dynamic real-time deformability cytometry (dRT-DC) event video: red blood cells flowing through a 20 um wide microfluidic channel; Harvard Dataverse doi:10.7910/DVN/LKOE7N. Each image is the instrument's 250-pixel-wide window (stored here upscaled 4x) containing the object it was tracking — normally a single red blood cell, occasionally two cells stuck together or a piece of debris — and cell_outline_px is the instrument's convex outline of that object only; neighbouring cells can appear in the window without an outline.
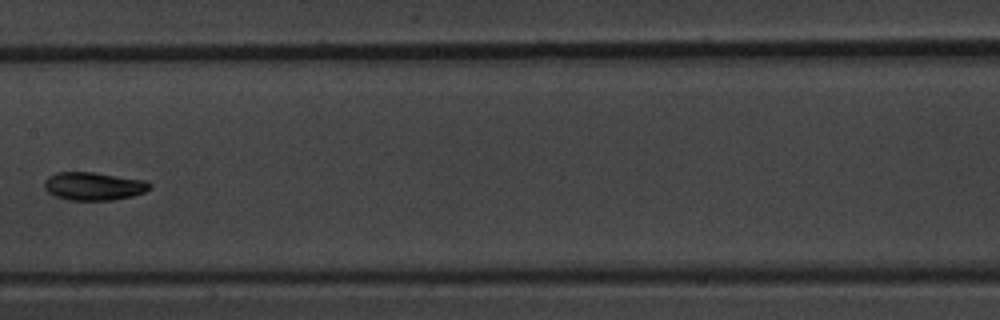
{"species": "common noctule bat (a hibernating species)", "species_latin": "Nyctalus noctula", "temperature_condition": "warm", "stored_images_in_passage": 9, "camera_frame_rate_fps": 3000, "um_per_image_px": 0.085, "animal": {"sex": "male", "body_mass_g": 20.1, "forearm_length_mm": 53.5}, "frame": {"image": 1, "passage_image": 6, "time_ms": 6.667, "image_size_px": [1000, 320], "cell_outline_px": [[152, 188], [144, 192], [132, 196], [112, 200], [68, 200], [56, 196], [48, 192], [44, 188], [44, 180], [48, 176], [56, 172], [96, 172], [148, 180], [152, 184]], "centroid_in_image_um": [7.99, 15.81], "position_along_channel_um": 199.4, "area_um2": 17.57}}
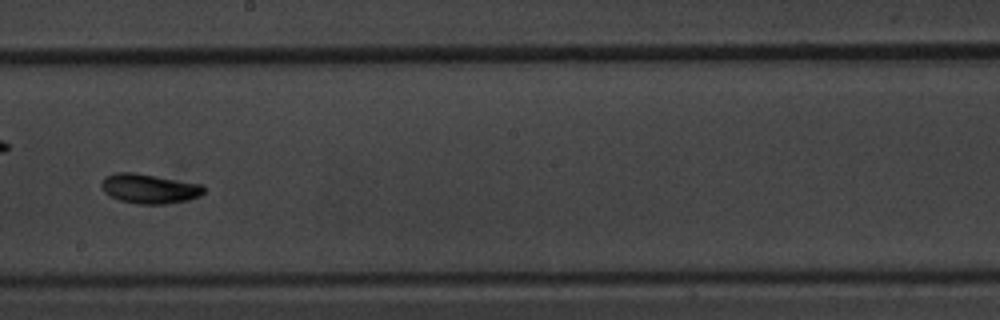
{"frame": {"image": 2, "passage_image": 7, "time_ms": 7.667, "image_size_px": [1000, 320], "cell_outline_px": [[204, 192], [200, 196], [188, 200], [164, 204], [136, 204], [120, 200], [104, 192], [100, 184], [104, 176], [116, 172], [132, 172], [200, 184], [204, 188]], "centroid_in_image_um": [12.66, 16.04], "position_along_channel_um": 235.5, "area_um2": 17.51}}
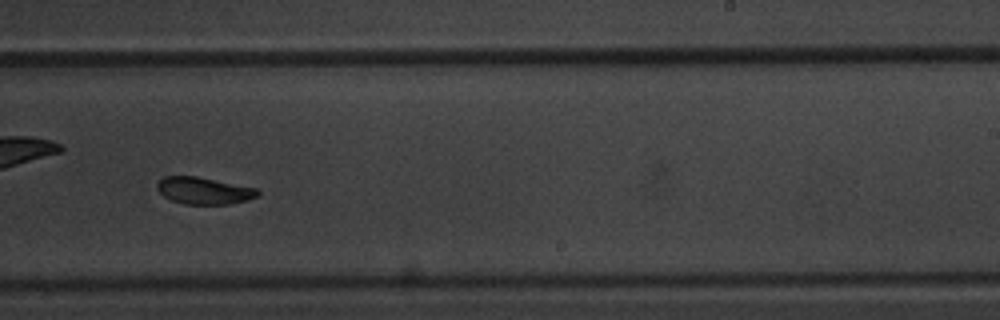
{"frame": {"image": 3, "passage_image": 8, "time_ms": 8.667, "image_size_px": [1000, 320], "cell_outline_px": [[260, 196], [248, 200], [228, 204], [184, 204], [172, 200], [164, 196], [156, 188], [156, 184], [164, 176], [196, 176], [256, 188], [260, 192]], "centroid_in_image_um": [17.34, 16.21], "position_along_channel_um": 271.7, "area_um2": 15.78}}